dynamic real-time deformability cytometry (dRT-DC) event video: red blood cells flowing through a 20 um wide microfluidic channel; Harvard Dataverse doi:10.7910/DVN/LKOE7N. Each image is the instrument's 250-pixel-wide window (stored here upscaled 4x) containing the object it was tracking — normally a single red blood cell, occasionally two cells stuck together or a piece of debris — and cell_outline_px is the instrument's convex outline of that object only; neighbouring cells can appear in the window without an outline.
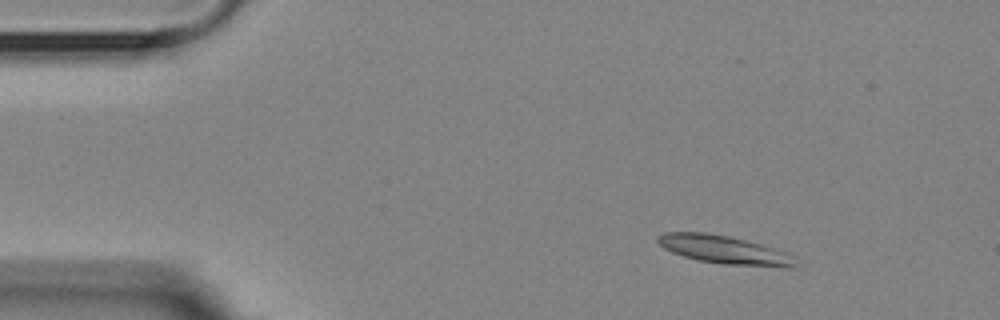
{"species": "Egyptian fruit bat (a non-hibernating species)", "species_latin": "Rousettus aegyptiacus", "temperature_condition": "room temperature", "stored_images_in_passage": 4, "camera_frame_rate_fps": 3000, "um_per_image_px": 0.085, "animal": {"sex": "female"}, "frame": {"image": 1, "passage_image": 2, "time_ms": 1.0, "image_size_px": [1000, 320], "cell_outline_px": [[796, 256], [792, 268], [788, 268], [724, 264], [696, 260], [672, 252], [664, 248], [656, 240], [656, 236], [664, 232], [704, 232], [728, 236], [760, 244]], "centroid_in_image_um": [61.53, 21.23], "position_along_channel_um": 23.5, "area_um2": 22.6}}